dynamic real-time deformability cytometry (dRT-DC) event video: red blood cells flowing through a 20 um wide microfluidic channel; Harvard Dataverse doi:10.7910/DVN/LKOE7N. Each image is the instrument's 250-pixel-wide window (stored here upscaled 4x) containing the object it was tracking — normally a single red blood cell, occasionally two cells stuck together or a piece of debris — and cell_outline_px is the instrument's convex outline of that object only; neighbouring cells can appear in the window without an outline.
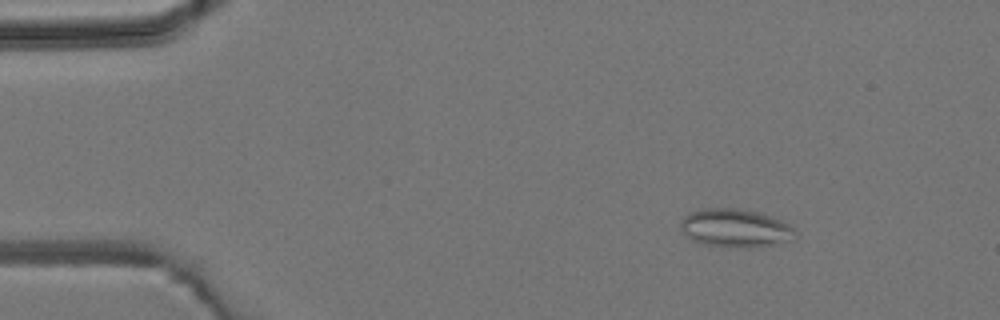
{"species": "common noctule bat (a hibernating species)", "species_latin": "Nyctalus noctula", "temperature_condition": "room temperature", "stored_images_in_passage": 4, "camera_frame_rate_fps": 3000, "um_per_image_px": 0.085, "animal": {"sex": "male", "body_mass_g": 19.2, "forearm_length_mm": 51.8}, "frame": {"image": 1, "passage_image": 1, "time_ms": 0.0, "image_size_px": [1000, 320], "cell_outline_px": [[796, 236], [792, 240], [752, 248], [736, 248], [704, 244], [692, 240], [684, 236], [680, 228], [680, 220], [684, 216], [692, 212], [704, 208], [736, 208], [760, 212], [780, 220], [796, 228]], "centroid_in_image_um": [62.49, 19.39], "position_along_channel_um": 22.5, "area_um2": 25.89}}